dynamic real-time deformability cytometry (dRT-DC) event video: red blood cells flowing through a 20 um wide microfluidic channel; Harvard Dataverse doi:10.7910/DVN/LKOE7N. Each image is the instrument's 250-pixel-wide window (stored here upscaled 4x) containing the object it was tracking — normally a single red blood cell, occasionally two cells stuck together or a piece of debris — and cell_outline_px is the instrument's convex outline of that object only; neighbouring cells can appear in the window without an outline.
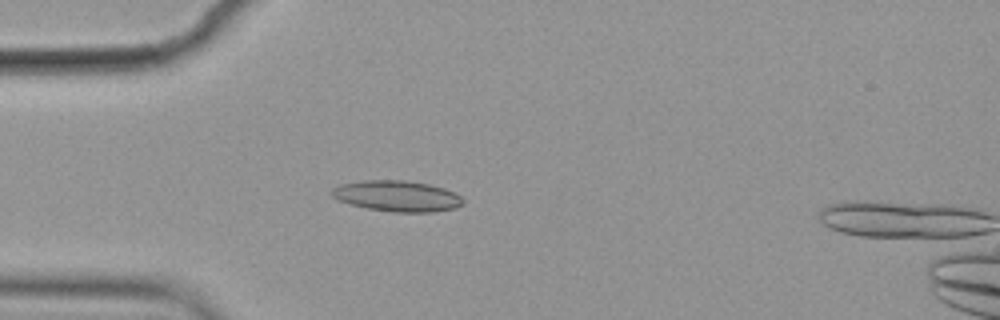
{"species": "common noctule bat (a hibernating species)", "species_latin": "Nyctalus noctula", "temperature_condition": "cold", "stored_images_in_passage": 49, "camera_frame_rate_fps": 3000, "um_per_image_px": 0.085, "animal": {"sex": "female", "body_mass_g": 19.9}, "frame": {"image": 1, "passage_image": 15, "time_ms": 4.667, "image_size_px": [1000, 320], "cell_outline_px": [[464, 204], [456, 208], [432, 212], [392, 212], [368, 208], [336, 200], [332, 196], [332, 188], [340, 184], [364, 180], [404, 180], [428, 184], [444, 188], [460, 196], [464, 200]], "centroid_in_image_um": [33.76, 16.66], "position_along_channel_um": 51.2, "area_um2": 23.58}}
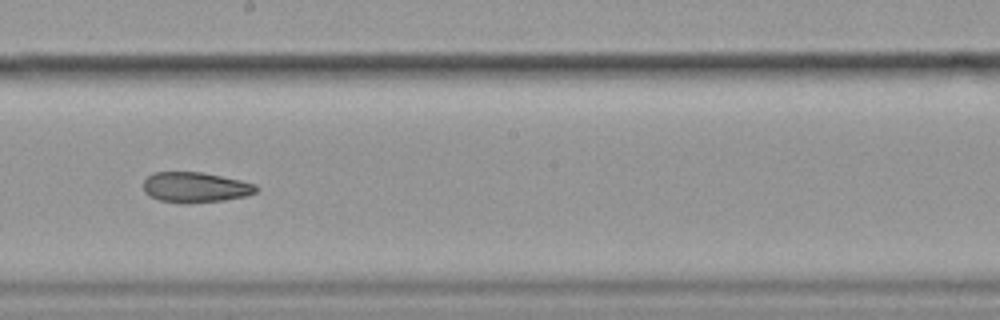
{"frame": {"image": 2, "passage_image": 31, "time_ms": 10.0, "image_size_px": [1000, 320], "cell_outline_px": [[260, 188], [256, 192], [248, 196], [224, 200], [188, 204], [184, 204], [160, 200], [148, 196], [144, 192], [144, 180], [152, 172], [204, 172], [240, 180], [256, 184]], "centroid_in_image_um": [16.62, 15.93], "position_along_channel_um": 231.6, "area_um2": 20.29}}
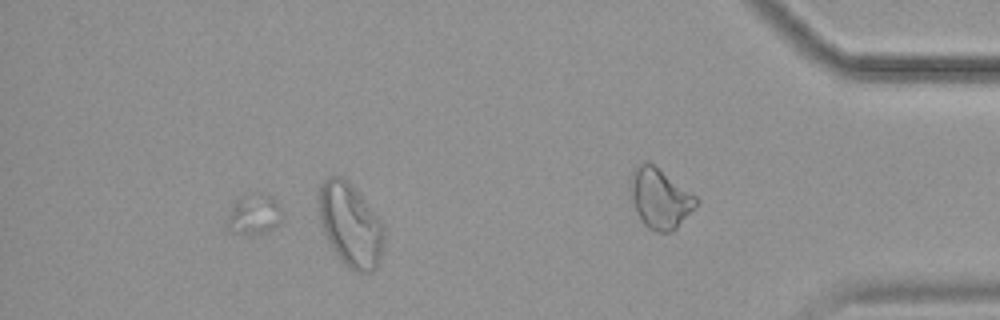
{"frame": {"image": 3, "passage_image": 44, "time_ms": 14.333, "image_size_px": [1000, 320], "cell_outline_px": [[284, 220], [280, 224], [256, 236], [252, 236], [228, 232], [224, 228], [224, 224], [240, 196], [268, 196], [284, 212]], "centroid_in_image_um": [21.58, 18.36], "position_along_channel_um": 413.6, "area_um2": 12.83}, "authors_computed_cell_mechanics": {"area_um2": 20.519, "velocity_mm_per_s": 3.5641, "shape_relaxation_time_tau1_ms": null, "shape_relaxation_time_tau2_ms": 6.6097, "deformation_change_tau1": null, "deformation_change_tau2": 0.1551}}